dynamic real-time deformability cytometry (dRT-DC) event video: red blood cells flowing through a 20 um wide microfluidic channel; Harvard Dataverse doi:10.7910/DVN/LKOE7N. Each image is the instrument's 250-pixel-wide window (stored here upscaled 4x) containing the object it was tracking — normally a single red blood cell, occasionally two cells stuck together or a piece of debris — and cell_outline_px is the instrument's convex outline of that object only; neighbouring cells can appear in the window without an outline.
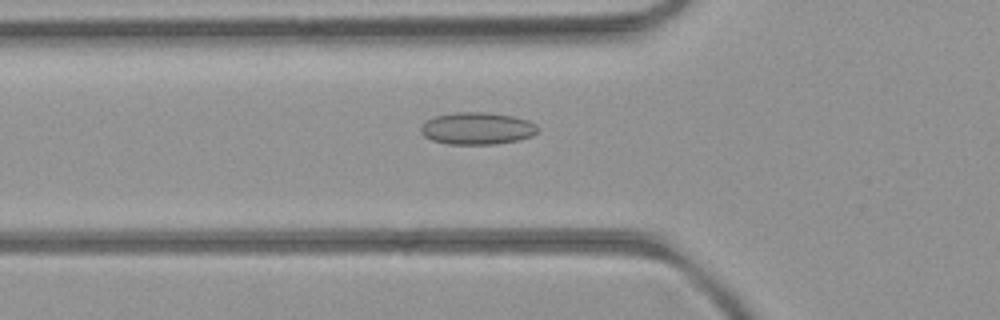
{"species": "common noctule bat (a hibernating species)", "species_latin": "Nyctalus noctula", "temperature_condition": "room temperature", "stored_images_in_passage": 44, "camera_frame_rate_fps": 3000, "um_per_image_px": 0.085, "animal": {"sex": "female", "body_mass_g": 21.9}, "frame": {"image": 1, "passage_image": 10, "time_ms": 3.0, "image_size_px": [1000, 320], "cell_outline_px": [[536, 132], [532, 136], [516, 140], [496, 144], [448, 144], [432, 140], [424, 136], [420, 132], [420, 128], [428, 120], [436, 116], [456, 112], [484, 112], [512, 116], [528, 120], [536, 124]], "centroid_in_image_um": [40.54, 10.92], "position_along_channel_um": 85.3, "area_um2": 21.68}}
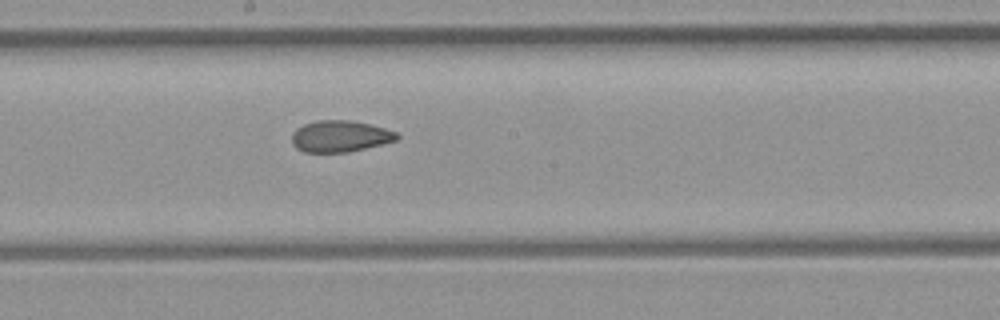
{"frame": {"image": 2, "passage_image": 20, "time_ms": 6.333, "image_size_px": [1000, 320], "cell_outline_px": [[400, 136], [396, 140], [348, 152], [304, 152], [296, 148], [292, 144], [292, 132], [296, 128], [304, 124], [316, 120], [348, 120], [368, 124], [384, 128], [396, 132]], "centroid_in_image_um": [28.85, 11.58], "position_along_channel_um": 219.3, "area_um2": 19.13}}
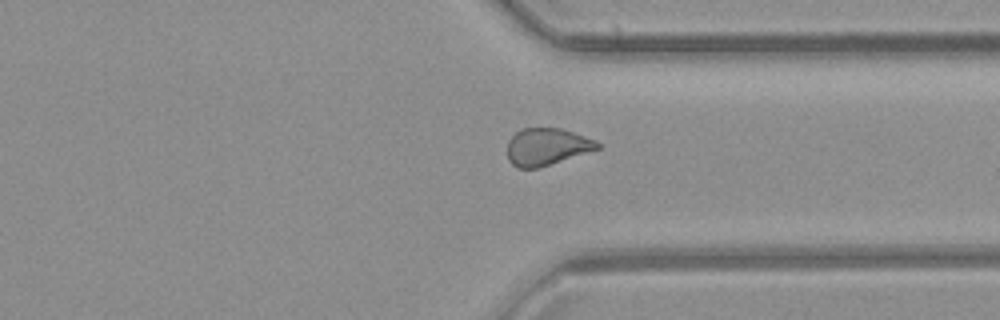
{"frame": {"image": 3, "passage_image": 31, "time_ms": 10.0, "image_size_px": [1000, 320], "cell_outline_px": [[600, 148], [536, 168], [516, 168], [508, 160], [508, 140], [516, 132], [524, 128], [560, 128], [596, 140], [600, 144]], "centroid_in_image_um": [46.45, 12.46], "position_along_channel_um": 365.0, "area_um2": 19.19}, "authors_computed_cell_mechanics": {"area_um2": 19.8832, "velocity_mm_per_s": 3.9911, "shape_relaxation_time_tau1_ms": null, "shape_relaxation_time_tau2_ms": 1.9369, "deformation_change_tau1": null, "deformation_change_tau2": 0.0881}}